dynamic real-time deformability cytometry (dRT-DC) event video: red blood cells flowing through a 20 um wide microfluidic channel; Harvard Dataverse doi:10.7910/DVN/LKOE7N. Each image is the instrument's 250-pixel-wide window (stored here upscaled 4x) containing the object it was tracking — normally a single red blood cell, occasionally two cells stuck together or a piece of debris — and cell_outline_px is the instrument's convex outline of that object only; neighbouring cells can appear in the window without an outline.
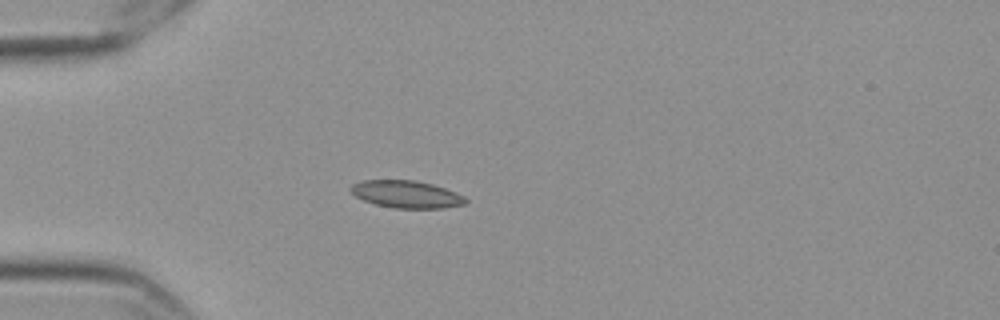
{"species": "Egyptian fruit bat (a non-hibernating species)", "species_latin": "Rousettus aegyptiacus", "temperature_condition": "cold", "stored_images_in_passage": 42, "camera_frame_rate_fps": 3000, "um_per_image_px": 0.085, "frame": {"image": 1, "passage_image": 1, "time_ms": 0.0, "image_size_px": [1000, 320], "cell_outline_px": [[468, 200], [464, 204], [444, 208], [392, 208], [376, 204], [364, 200], [356, 196], [348, 188], [352, 184], [364, 180], [412, 180], [432, 184], [456, 192], [464, 196]], "centroid_in_image_um": [34.54, 16.51], "position_along_channel_um": 50.5, "area_um2": 18.21}}
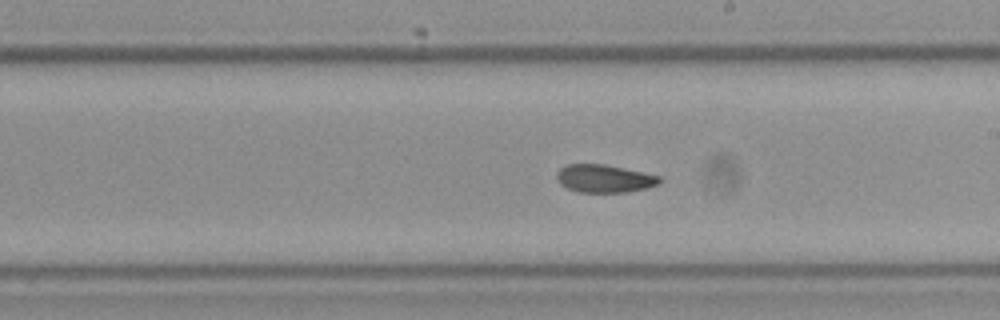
{"frame": {"image": 2, "passage_image": 18, "time_ms": 5.667, "image_size_px": [1000, 320], "cell_outline_px": [[664, 180], [660, 184], [648, 188], [624, 192], [576, 192], [560, 184], [556, 180], [556, 172], [564, 164], [604, 164], [624, 168], [660, 176]], "centroid_in_image_um": [51.36, 15.17], "position_along_channel_um": 237.6, "area_um2": 16.94}}
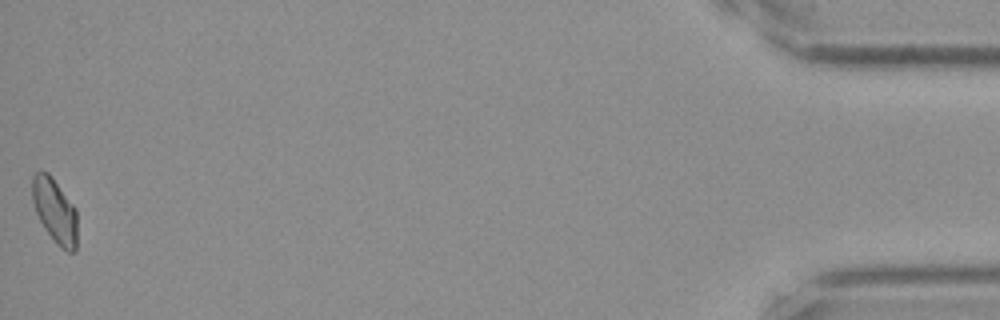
{"frame": {"image": 3, "passage_image": 42, "time_ms": 13.667, "image_size_px": [1000, 320], "cell_outline_px": [[76, 252], [68, 252], [60, 248], [56, 244], [44, 228], [36, 212], [32, 200], [32, 176], [36, 172], [48, 172], [52, 176], [76, 208]], "centroid_in_image_um": [4.66, 17.92], "position_along_channel_um": 430.5, "area_um2": 16.99}, "authors_computed_cell_mechanics": {"area_um2": 16.9643, "velocity_mm_per_s": 3.5554, "shape_relaxation_time_tau1_ms": null, "shape_relaxation_time_tau2_ms": 2.3057, "deformation_change_tau1": null, "deformation_change_tau2": 0.0627}}